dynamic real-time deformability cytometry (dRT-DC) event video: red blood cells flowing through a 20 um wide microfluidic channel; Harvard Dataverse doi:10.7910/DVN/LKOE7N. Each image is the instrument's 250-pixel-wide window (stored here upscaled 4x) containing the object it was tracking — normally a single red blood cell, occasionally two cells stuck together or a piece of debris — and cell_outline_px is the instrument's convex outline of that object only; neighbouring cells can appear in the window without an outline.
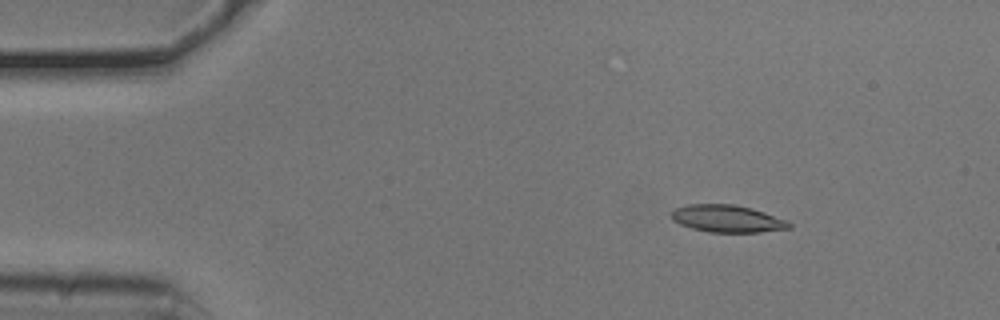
{"species": "common noctule bat (a hibernating species)", "species_latin": "Nyctalus noctula", "temperature_condition": "cold", "stored_images_in_passage": 54, "camera_frame_rate_fps": 3000, "um_per_image_px": 0.085, "animal": {"sex": "male", "body_mass_g": 20.5, "forearm_length_mm": 52.5}, "frame": {"image": 1, "passage_image": 8, "time_ms": 2.333, "image_size_px": [1000, 320], "cell_outline_px": [[792, 228], [760, 232], [708, 232], [692, 228], [680, 224], [672, 220], [672, 212], [676, 208], [688, 204], [736, 204], [752, 208], [788, 220], [792, 224]], "centroid_in_image_um": [61.85, 18.58], "position_along_channel_um": 23.1, "area_um2": 18.79}}
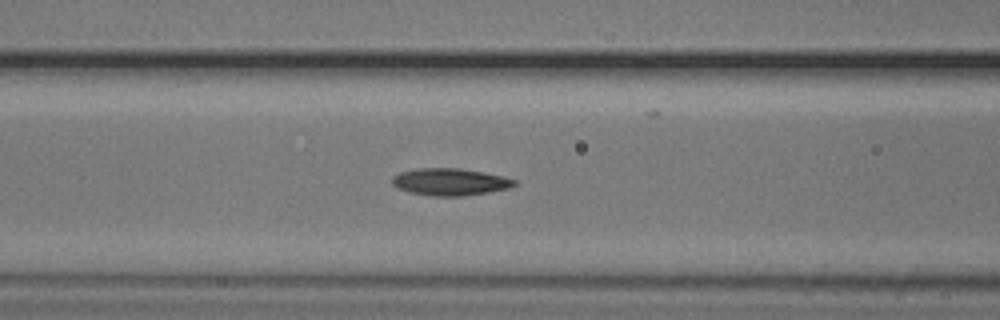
{"frame": {"image": 2, "passage_image": 22, "time_ms": 7.0, "image_size_px": [1000, 320], "cell_outline_px": [[516, 184], [508, 188], [488, 192], [464, 196], [432, 196], [412, 192], [400, 188], [392, 184], [392, 176], [400, 172], [416, 168], [460, 168], [484, 172], [504, 176], [516, 180]], "centroid_in_image_um": [38.27, 15.45], "position_along_channel_um": 128.3, "area_um2": 19.25}}
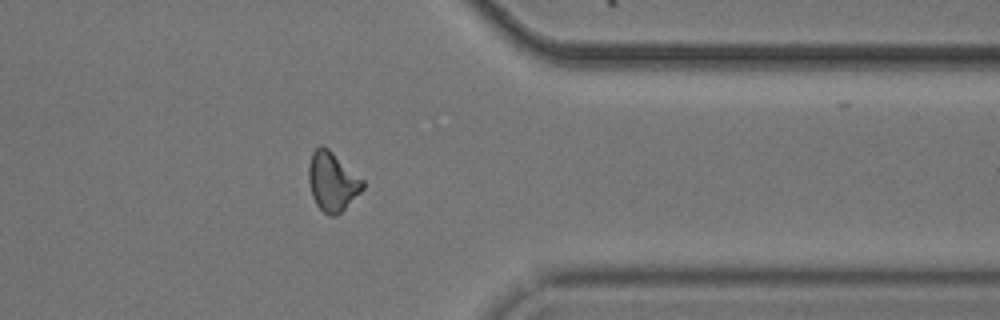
{"frame": {"image": 3, "passage_image": 43, "time_ms": 14.0, "image_size_px": [1000, 320], "cell_outline_px": [[364, 188], [336, 216], [332, 216], [324, 212], [316, 204], [312, 196], [308, 180], [308, 164], [312, 152], [320, 144], [328, 148], [364, 180]], "centroid_in_image_um": [28.23, 15.41], "position_along_channel_um": 383.2, "area_um2": 18.5}, "authors_computed_cell_mechanics": {"area_um2": 18.3226, "velocity_mm_per_s": 3.7955, "shape_relaxation_time_tau1_ms": 7.8982, "shape_relaxation_time_tau2_ms": 4.4122, "deformation_change_tau1": 0.1934, "deformation_change_tau2": 0.1131}}